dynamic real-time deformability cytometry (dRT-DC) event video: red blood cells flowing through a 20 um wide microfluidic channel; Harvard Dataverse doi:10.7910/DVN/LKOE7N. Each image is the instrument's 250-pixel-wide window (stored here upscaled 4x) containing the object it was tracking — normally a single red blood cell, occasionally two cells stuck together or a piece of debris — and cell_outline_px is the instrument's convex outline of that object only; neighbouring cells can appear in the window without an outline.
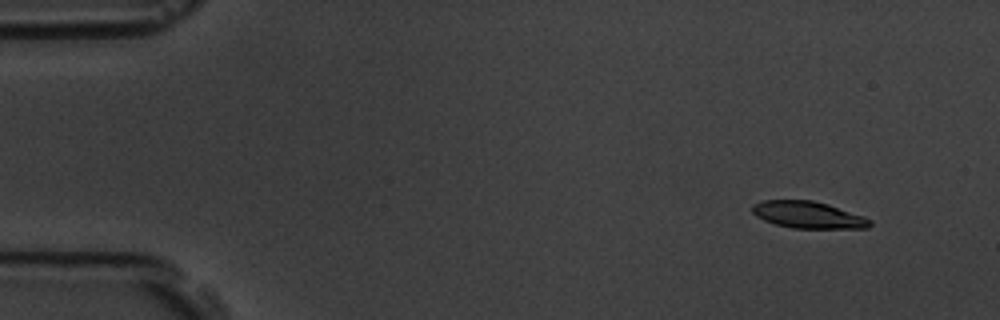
{"species": "common noctule bat (a hibernating species)", "species_latin": "Nyctalus noctula", "temperature_condition": "room temperature", "stored_images_in_passage": 55, "camera_frame_rate_fps": 3000, "um_per_image_px": 0.085, "animal": {"sex": "male", "body_mass_g": 19.5, "forearm_length_mm": 54.6}, "frame": {"image": 1, "passage_image": 4, "time_ms": 1.0, "image_size_px": [1000, 320], "cell_outline_px": [[872, 224], [868, 228], [792, 228], [776, 224], [764, 220], [756, 216], [752, 212], [752, 204], [760, 200], [812, 200], [828, 204], [864, 216], [872, 220]], "centroid_in_image_um": [68.69, 18.25], "position_along_channel_um": 16.3, "area_um2": 18.5}}
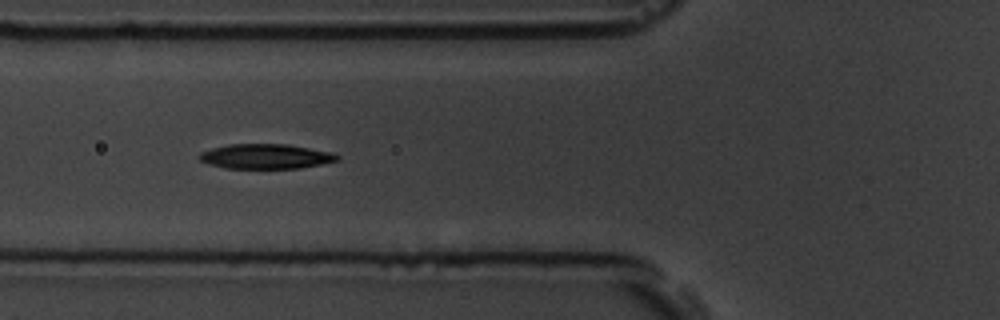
{"frame": {"image": 2, "passage_image": 20, "time_ms": 6.333, "image_size_px": [1000, 320], "cell_outline_px": [[340, 160], [300, 168], [224, 168], [208, 164], [200, 160], [200, 152], [212, 148], [228, 144], [288, 144], [332, 152], [340, 156]], "centroid_in_image_um": [22.6, 13.29], "position_along_channel_um": 103.2, "area_um2": 19.94}}
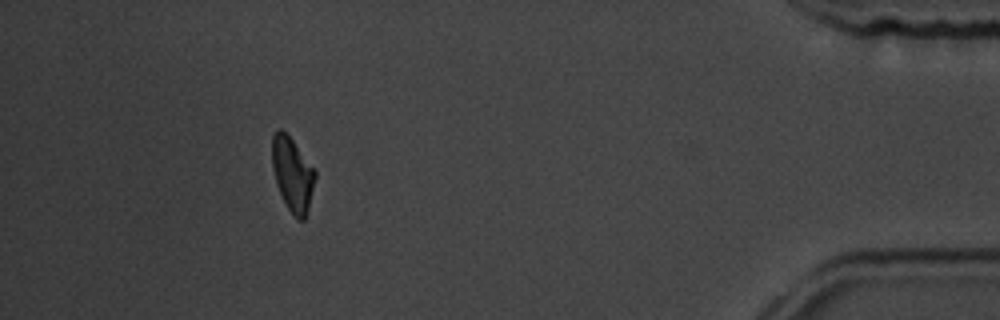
{"frame": {"image": 3, "passage_image": 50, "time_ms": 16.333, "image_size_px": [1000, 320], "cell_outline_px": [[316, 176], [308, 208], [304, 220], [296, 220], [288, 208], [276, 184], [272, 168], [272, 136], [276, 128], [280, 128], [292, 140], [316, 172]], "centroid_in_image_um": [24.84, 14.81], "position_along_channel_um": 410.4, "area_um2": 18.26}, "authors_computed_cell_mechanics": {"area_um2": 19.5364, "velocity_mm_per_s": 3.6541, "shape_relaxation_time_tau1_ms": 3.0448, "shape_relaxation_time_tau2_ms": null, "deformation_change_tau1": 0.1317, "deformation_change_tau2": null}}